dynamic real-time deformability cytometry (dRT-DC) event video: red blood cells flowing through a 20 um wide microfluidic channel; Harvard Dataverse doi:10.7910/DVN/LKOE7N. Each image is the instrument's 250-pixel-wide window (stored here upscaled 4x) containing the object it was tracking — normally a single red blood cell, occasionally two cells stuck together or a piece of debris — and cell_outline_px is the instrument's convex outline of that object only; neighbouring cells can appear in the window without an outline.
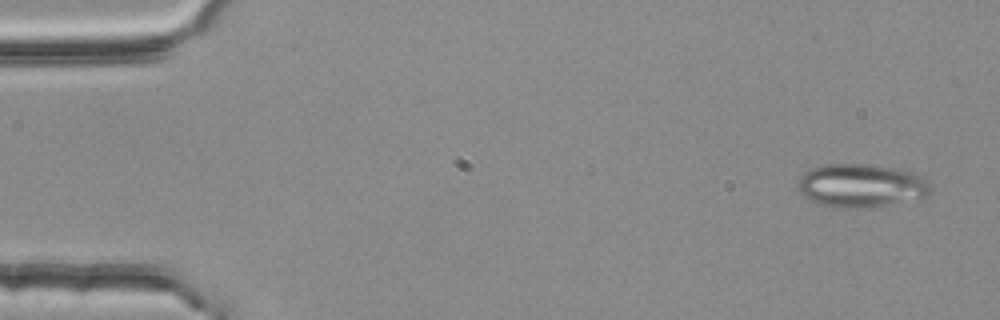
{"species": "common noctule bat (a hibernating species)", "species_latin": "Nyctalus noctula", "temperature_condition": "room temperature", "stored_images_in_passage": 3, "camera_frame_rate_fps": 3000, "um_per_image_px": 0.085, "animal": {"sex": "female", "body_mass_g": 25.1}, "frame": {"image": 1, "passage_image": 1, "time_ms": 0.0, "image_size_px": [1000, 320], "cell_outline_px": [[932, 192], [928, 196], [876, 208], [840, 208], [820, 204], [804, 196], [796, 188], [796, 184], [800, 176], [804, 172], [812, 168], [832, 164], [864, 164], [892, 168], [916, 172], [924, 176], [932, 188]], "centroid_in_image_um": [73.24, 15.79], "position_along_channel_um": 11.8, "area_um2": 33.99}}